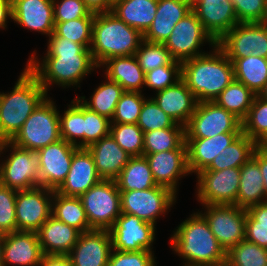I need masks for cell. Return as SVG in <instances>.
<instances>
[{"label": "cell", "instance_id": "obj_35", "mask_svg": "<svg viewBox=\"0 0 267 266\" xmlns=\"http://www.w3.org/2000/svg\"><path fill=\"white\" fill-rule=\"evenodd\" d=\"M173 149H187L183 125L175 123L170 128L144 132L143 154H154Z\"/></svg>", "mask_w": 267, "mask_h": 266}, {"label": "cell", "instance_id": "obj_57", "mask_svg": "<svg viewBox=\"0 0 267 266\" xmlns=\"http://www.w3.org/2000/svg\"><path fill=\"white\" fill-rule=\"evenodd\" d=\"M93 13H103L112 10L114 3L112 0H82Z\"/></svg>", "mask_w": 267, "mask_h": 266}, {"label": "cell", "instance_id": "obj_40", "mask_svg": "<svg viewBox=\"0 0 267 266\" xmlns=\"http://www.w3.org/2000/svg\"><path fill=\"white\" fill-rule=\"evenodd\" d=\"M135 56L144 73L160 66L181 65V62L172 57L164 43H152L143 40Z\"/></svg>", "mask_w": 267, "mask_h": 266}, {"label": "cell", "instance_id": "obj_25", "mask_svg": "<svg viewBox=\"0 0 267 266\" xmlns=\"http://www.w3.org/2000/svg\"><path fill=\"white\" fill-rule=\"evenodd\" d=\"M152 99L176 123L184 127L188 124L198 104L195 95L182 79L157 92Z\"/></svg>", "mask_w": 267, "mask_h": 266}, {"label": "cell", "instance_id": "obj_54", "mask_svg": "<svg viewBox=\"0 0 267 266\" xmlns=\"http://www.w3.org/2000/svg\"><path fill=\"white\" fill-rule=\"evenodd\" d=\"M252 158L258 163L260 172L263 176V188L267 201V149L256 147L253 151Z\"/></svg>", "mask_w": 267, "mask_h": 266}, {"label": "cell", "instance_id": "obj_27", "mask_svg": "<svg viewBox=\"0 0 267 266\" xmlns=\"http://www.w3.org/2000/svg\"><path fill=\"white\" fill-rule=\"evenodd\" d=\"M87 149L92 154L97 172L103 180H115L132 157L110 134Z\"/></svg>", "mask_w": 267, "mask_h": 266}, {"label": "cell", "instance_id": "obj_51", "mask_svg": "<svg viewBox=\"0 0 267 266\" xmlns=\"http://www.w3.org/2000/svg\"><path fill=\"white\" fill-rule=\"evenodd\" d=\"M154 253L149 250L119 251L112 249L107 266H156Z\"/></svg>", "mask_w": 267, "mask_h": 266}, {"label": "cell", "instance_id": "obj_31", "mask_svg": "<svg viewBox=\"0 0 267 266\" xmlns=\"http://www.w3.org/2000/svg\"><path fill=\"white\" fill-rule=\"evenodd\" d=\"M239 191L236 205L243 209L266 201L263 176L258 163L251 157L240 167Z\"/></svg>", "mask_w": 267, "mask_h": 266}, {"label": "cell", "instance_id": "obj_45", "mask_svg": "<svg viewBox=\"0 0 267 266\" xmlns=\"http://www.w3.org/2000/svg\"><path fill=\"white\" fill-rule=\"evenodd\" d=\"M146 99L140 92L125 91L115 107L111 123L137 124Z\"/></svg>", "mask_w": 267, "mask_h": 266}, {"label": "cell", "instance_id": "obj_20", "mask_svg": "<svg viewBox=\"0 0 267 266\" xmlns=\"http://www.w3.org/2000/svg\"><path fill=\"white\" fill-rule=\"evenodd\" d=\"M192 10L215 42L239 23L231 0H199Z\"/></svg>", "mask_w": 267, "mask_h": 266}, {"label": "cell", "instance_id": "obj_66", "mask_svg": "<svg viewBox=\"0 0 267 266\" xmlns=\"http://www.w3.org/2000/svg\"><path fill=\"white\" fill-rule=\"evenodd\" d=\"M191 2V5H193L195 2L199 1V0H189ZM207 1H211V2H217L219 0H207Z\"/></svg>", "mask_w": 267, "mask_h": 266}, {"label": "cell", "instance_id": "obj_21", "mask_svg": "<svg viewBox=\"0 0 267 266\" xmlns=\"http://www.w3.org/2000/svg\"><path fill=\"white\" fill-rule=\"evenodd\" d=\"M101 179L92 154L87 148H78L72 157L70 170L65 181L56 190L65 196L80 197Z\"/></svg>", "mask_w": 267, "mask_h": 266}, {"label": "cell", "instance_id": "obj_13", "mask_svg": "<svg viewBox=\"0 0 267 266\" xmlns=\"http://www.w3.org/2000/svg\"><path fill=\"white\" fill-rule=\"evenodd\" d=\"M196 177L197 200L202 205H236L240 167L220 171L202 170Z\"/></svg>", "mask_w": 267, "mask_h": 266}, {"label": "cell", "instance_id": "obj_38", "mask_svg": "<svg viewBox=\"0 0 267 266\" xmlns=\"http://www.w3.org/2000/svg\"><path fill=\"white\" fill-rule=\"evenodd\" d=\"M256 94L237 80H233L214 100V102L233 113L241 121L253 104Z\"/></svg>", "mask_w": 267, "mask_h": 266}, {"label": "cell", "instance_id": "obj_39", "mask_svg": "<svg viewBox=\"0 0 267 266\" xmlns=\"http://www.w3.org/2000/svg\"><path fill=\"white\" fill-rule=\"evenodd\" d=\"M74 99L64 114L59 115L60 137L78 148H84L83 104L77 97Z\"/></svg>", "mask_w": 267, "mask_h": 266}, {"label": "cell", "instance_id": "obj_6", "mask_svg": "<svg viewBox=\"0 0 267 266\" xmlns=\"http://www.w3.org/2000/svg\"><path fill=\"white\" fill-rule=\"evenodd\" d=\"M46 97L24 122L11 140L15 145L38 151L61 139L59 115L55 102Z\"/></svg>", "mask_w": 267, "mask_h": 266}, {"label": "cell", "instance_id": "obj_37", "mask_svg": "<svg viewBox=\"0 0 267 266\" xmlns=\"http://www.w3.org/2000/svg\"><path fill=\"white\" fill-rule=\"evenodd\" d=\"M105 81L95 89L89 101L85 96H77V98L91 111L111 120L115 107L125 90L117 82L111 81L107 77Z\"/></svg>", "mask_w": 267, "mask_h": 266}, {"label": "cell", "instance_id": "obj_14", "mask_svg": "<svg viewBox=\"0 0 267 266\" xmlns=\"http://www.w3.org/2000/svg\"><path fill=\"white\" fill-rule=\"evenodd\" d=\"M204 42L209 43L211 47L216 45V42L204 30L195 12L191 10L174 26L164 45L172 57L182 63L185 60L205 54L199 50Z\"/></svg>", "mask_w": 267, "mask_h": 266}, {"label": "cell", "instance_id": "obj_56", "mask_svg": "<svg viewBox=\"0 0 267 266\" xmlns=\"http://www.w3.org/2000/svg\"><path fill=\"white\" fill-rule=\"evenodd\" d=\"M39 266H73L68 255L44 254Z\"/></svg>", "mask_w": 267, "mask_h": 266}, {"label": "cell", "instance_id": "obj_19", "mask_svg": "<svg viewBox=\"0 0 267 266\" xmlns=\"http://www.w3.org/2000/svg\"><path fill=\"white\" fill-rule=\"evenodd\" d=\"M143 156L149 163L156 184L167 187L177 194L179 179L190 174L187 149H173L154 154H143Z\"/></svg>", "mask_w": 267, "mask_h": 266}, {"label": "cell", "instance_id": "obj_12", "mask_svg": "<svg viewBox=\"0 0 267 266\" xmlns=\"http://www.w3.org/2000/svg\"><path fill=\"white\" fill-rule=\"evenodd\" d=\"M226 132H242V121L212 102H198L185 126V138H211Z\"/></svg>", "mask_w": 267, "mask_h": 266}, {"label": "cell", "instance_id": "obj_15", "mask_svg": "<svg viewBox=\"0 0 267 266\" xmlns=\"http://www.w3.org/2000/svg\"><path fill=\"white\" fill-rule=\"evenodd\" d=\"M54 190L35 187L17 191L15 213L18 231L37 232L52 215Z\"/></svg>", "mask_w": 267, "mask_h": 266}, {"label": "cell", "instance_id": "obj_29", "mask_svg": "<svg viewBox=\"0 0 267 266\" xmlns=\"http://www.w3.org/2000/svg\"><path fill=\"white\" fill-rule=\"evenodd\" d=\"M106 68L105 76L117 82L125 91L140 92L145 85V73L139 66L135 55L113 57L102 65Z\"/></svg>", "mask_w": 267, "mask_h": 266}, {"label": "cell", "instance_id": "obj_28", "mask_svg": "<svg viewBox=\"0 0 267 266\" xmlns=\"http://www.w3.org/2000/svg\"><path fill=\"white\" fill-rule=\"evenodd\" d=\"M80 233L78 229L52 215L37 231L42 251L47 255H68L77 243Z\"/></svg>", "mask_w": 267, "mask_h": 266}, {"label": "cell", "instance_id": "obj_3", "mask_svg": "<svg viewBox=\"0 0 267 266\" xmlns=\"http://www.w3.org/2000/svg\"><path fill=\"white\" fill-rule=\"evenodd\" d=\"M170 244L183 262L186 261L183 266H215L227 258V252L199 212L179 224L171 235Z\"/></svg>", "mask_w": 267, "mask_h": 266}, {"label": "cell", "instance_id": "obj_49", "mask_svg": "<svg viewBox=\"0 0 267 266\" xmlns=\"http://www.w3.org/2000/svg\"><path fill=\"white\" fill-rule=\"evenodd\" d=\"M54 23H62L78 18H94L95 13L82 0H53Z\"/></svg>", "mask_w": 267, "mask_h": 266}, {"label": "cell", "instance_id": "obj_10", "mask_svg": "<svg viewBox=\"0 0 267 266\" xmlns=\"http://www.w3.org/2000/svg\"><path fill=\"white\" fill-rule=\"evenodd\" d=\"M216 46L229 59L249 55L267 58V26L262 22L238 23L216 42Z\"/></svg>", "mask_w": 267, "mask_h": 266}, {"label": "cell", "instance_id": "obj_4", "mask_svg": "<svg viewBox=\"0 0 267 266\" xmlns=\"http://www.w3.org/2000/svg\"><path fill=\"white\" fill-rule=\"evenodd\" d=\"M48 96L38 79L25 67L12 91L0 92V133L11 141L24 122Z\"/></svg>", "mask_w": 267, "mask_h": 266}, {"label": "cell", "instance_id": "obj_8", "mask_svg": "<svg viewBox=\"0 0 267 266\" xmlns=\"http://www.w3.org/2000/svg\"><path fill=\"white\" fill-rule=\"evenodd\" d=\"M91 229L109 230L121 212L115 180H100L80 197Z\"/></svg>", "mask_w": 267, "mask_h": 266}, {"label": "cell", "instance_id": "obj_55", "mask_svg": "<svg viewBox=\"0 0 267 266\" xmlns=\"http://www.w3.org/2000/svg\"><path fill=\"white\" fill-rule=\"evenodd\" d=\"M247 212L256 220V226L267 227V201L249 207Z\"/></svg>", "mask_w": 267, "mask_h": 266}, {"label": "cell", "instance_id": "obj_52", "mask_svg": "<svg viewBox=\"0 0 267 266\" xmlns=\"http://www.w3.org/2000/svg\"><path fill=\"white\" fill-rule=\"evenodd\" d=\"M239 23L262 22L266 0H231Z\"/></svg>", "mask_w": 267, "mask_h": 266}, {"label": "cell", "instance_id": "obj_11", "mask_svg": "<svg viewBox=\"0 0 267 266\" xmlns=\"http://www.w3.org/2000/svg\"><path fill=\"white\" fill-rule=\"evenodd\" d=\"M203 206L204 213H199L205 218L211 232L226 252L245 240L246 209L225 204Z\"/></svg>", "mask_w": 267, "mask_h": 266}, {"label": "cell", "instance_id": "obj_22", "mask_svg": "<svg viewBox=\"0 0 267 266\" xmlns=\"http://www.w3.org/2000/svg\"><path fill=\"white\" fill-rule=\"evenodd\" d=\"M12 19L30 31L45 34L54 32L53 0H11Z\"/></svg>", "mask_w": 267, "mask_h": 266}, {"label": "cell", "instance_id": "obj_60", "mask_svg": "<svg viewBox=\"0 0 267 266\" xmlns=\"http://www.w3.org/2000/svg\"><path fill=\"white\" fill-rule=\"evenodd\" d=\"M4 239H5V234L0 233V266H4V260H3Z\"/></svg>", "mask_w": 267, "mask_h": 266}, {"label": "cell", "instance_id": "obj_16", "mask_svg": "<svg viewBox=\"0 0 267 266\" xmlns=\"http://www.w3.org/2000/svg\"><path fill=\"white\" fill-rule=\"evenodd\" d=\"M155 225L137 216L121 213L109 229L112 249L119 251H152Z\"/></svg>", "mask_w": 267, "mask_h": 266}, {"label": "cell", "instance_id": "obj_43", "mask_svg": "<svg viewBox=\"0 0 267 266\" xmlns=\"http://www.w3.org/2000/svg\"><path fill=\"white\" fill-rule=\"evenodd\" d=\"M227 259L235 266H267V249L245 239L227 252Z\"/></svg>", "mask_w": 267, "mask_h": 266}, {"label": "cell", "instance_id": "obj_58", "mask_svg": "<svg viewBox=\"0 0 267 266\" xmlns=\"http://www.w3.org/2000/svg\"><path fill=\"white\" fill-rule=\"evenodd\" d=\"M8 18L12 19V8H0V28H6Z\"/></svg>", "mask_w": 267, "mask_h": 266}, {"label": "cell", "instance_id": "obj_61", "mask_svg": "<svg viewBox=\"0 0 267 266\" xmlns=\"http://www.w3.org/2000/svg\"><path fill=\"white\" fill-rule=\"evenodd\" d=\"M0 8H12L11 0H0Z\"/></svg>", "mask_w": 267, "mask_h": 266}, {"label": "cell", "instance_id": "obj_34", "mask_svg": "<svg viewBox=\"0 0 267 266\" xmlns=\"http://www.w3.org/2000/svg\"><path fill=\"white\" fill-rule=\"evenodd\" d=\"M52 216L78 229L81 233L92 230L79 197L65 196L54 191Z\"/></svg>", "mask_w": 267, "mask_h": 266}, {"label": "cell", "instance_id": "obj_44", "mask_svg": "<svg viewBox=\"0 0 267 266\" xmlns=\"http://www.w3.org/2000/svg\"><path fill=\"white\" fill-rule=\"evenodd\" d=\"M94 18H78L55 23L54 32L59 36L90 49Z\"/></svg>", "mask_w": 267, "mask_h": 266}, {"label": "cell", "instance_id": "obj_50", "mask_svg": "<svg viewBox=\"0 0 267 266\" xmlns=\"http://www.w3.org/2000/svg\"><path fill=\"white\" fill-rule=\"evenodd\" d=\"M181 79V65H165L145 73V85L148 88L162 91Z\"/></svg>", "mask_w": 267, "mask_h": 266}, {"label": "cell", "instance_id": "obj_42", "mask_svg": "<svg viewBox=\"0 0 267 266\" xmlns=\"http://www.w3.org/2000/svg\"><path fill=\"white\" fill-rule=\"evenodd\" d=\"M267 132V101L255 96L247 116L242 120V133L255 143Z\"/></svg>", "mask_w": 267, "mask_h": 266}, {"label": "cell", "instance_id": "obj_53", "mask_svg": "<svg viewBox=\"0 0 267 266\" xmlns=\"http://www.w3.org/2000/svg\"><path fill=\"white\" fill-rule=\"evenodd\" d=\"M245 239L267 249V227L256 226V220L247 212Z\"/></svg>", "mask_w": 267, "mask_h": 266}, {"label": "cell", "instance_id": "obj_7", "mask_svg": "<svg viewBox=\"0 0 267 266\" xmlns=\"http://www.w3.org/2000/svg\"><path fill=\"white\" fill-rule=\"evenodd\" d=\"M8 148L11 153L6 157L7 160L0 162V184L16 191L40 186L39 154L6 141L0 148V157L5 149L7 152Z\"/></svg>", "mask_w": 267, "mask_h": 266}, {"label": "cell", "instance_id": "obj_32", "mask_svg": "<svg viewBox=\"0 0 267 266\" xmlns=\"http://www.w3.org/2000/svg\"><path fill=\"white\" fill-rule=\"evenodd\" d=\"M115 182L119 191L145 190L157 186L145 156L131 157Z\"/></svg>", "mask_w": 267, "mask_h": 266}, {"label": "cell", "instance_id": "obj_23", "mask_svg": "<svg viewBox=\"0 0 267 266\" xmlns=\"http://www.w3.org/2000/svg\"><path fill=\"white\" fill-rule=\"evenodd\" d=\"M43 255L37 232L15 231L5 234L4 266H39Z\"/></svg>", "mask_w": 267, "mask_h": 266}, {"label": "cell", "instance_id": "obj_26", "mask_svg": "<svg viewBox=\"0 0 267 266\" xmlns=\"http://www.w3.org/2000/svg\"><path fill=\"white\" fill-rule=\"evenodd\" d=\"M192 10L189 0H158L157 13L149 29L143 34L144 40L165 43L174 26Z\"/></svg>", "mask_w": 267, "mask_h": 266}, {"label": "cell", "instance_id": "obj_63", "mask_svg": "<svg viewBox=\"0 0 267 266\" xmlns=\"http://www.w3.org/2000/svg\"><path fill=\"white\" fill-rule=\"evenodd\" d=\"M215 266H235L230 260H228L227 258L220 261L218 264H216Z\"/></svg>", "mask_w": 267, "mask_h": 266}, {"label": "cell", "instance_id": "obj_1", "mask_svg": "<svg viewBox=\"0 0 267 266\" xmlns=\"http://www.w3.org/2000/svg\"><path fill=\"white\" fill-rule=\"evenodd\" d=\"M35 54L34 50L26 68L38 79L47 94L53 84L64 89L77 85L80 88L83 77L98 68L90 49L59 37L55 32L49 37L42 61H38Z\"/></svg>", "mask_w": 267, "mask_h": 266}, {"label": "cell", "instance_id": "obj_65", "mask_svg": "<svg viewBox=\"0 0 267 266\" xmlns=\"http://www.w3.org/2000/svg\"><path fill=\"white\" fill-rule=\"evenodd\" d=\"M6 140L3 138L2 134L0 133V148L5 144Z\"/></svg>", "mask_w": 267, "mask_h": 266}, {"label": "cell", "instance_id": "obj_33", "mask_svg": "<svg viewBox=\"0 0 267 266\" xmlns=\"http://www.w3.org/2000/svg\"><path fill=\"white\" fill-rule=\"evenodd\" d=\"M229 60L233 64L235 80L258 95L267 82V58L249 55Z\"/></svg>", "mask_w": 267, "mask_h": 266}, {"label": "cell", "instance_id": "obj_30", "mask_svg": "<svg viewBox=\"0 0 267 266\" xmlns=\"http://www.w3.org/2000/svg\"><path fill=\"white\" fill-rule=\"evenodd\" d=\"M158 0H119L111 12L125 24L144 34L157 13Z\"/></svg>", "mask_w": 267, "mask_h": 266}, {"label": "cell", "instance_id": "obj_64", "mask_svg": "<svg viewBox=\"0 0 267 266\" xmlns=\"http://www.w3.org/2000/svg\"><path fill=\"white\" fill-rule=\"evenodd\" d=\"M267 26V0H266V9H265V14H264V19L262 21Z\"/></svg>", "mask_w": 267, "mask_h": 266}, {"label": "cell", "instance_id": "obj_36", "mask_svg": "<svg viewBox=\"0 0 267 266\" xmlns=\"http://www.w3.org/2000/svg\"><path fill=\"white\" fill-rule=\"evenodd\" d=\"M255 148L256 143L246 134L241 133L214 158L206 170L220 171L227 168L241 167L252 157Z\"/></svg>", "mask_w": 267, "mask_h": 266}, {"label": "cell", "instance_id": "obj_5", "mask_svg": "<svg viewBox=\"0 0 267 266\" xmlns=\"http://www.w3.org/2000/svg\"><path fill=\"white\" fill-rule=\"evenodd\" d=\"M143 40L140 31L111 11L95 13L90 51L99 68L110 58L135 55Z\"/></svg>", "mask_w": 267, "mask_h": 266}, {"label": "cell", "instance_id": "obj_62", "mask_svg": "<svg viewBox=\"0 0 267 266\" xmlns=\"http://www.w3.org/2000/svg\"><path fill=\"white\" fill-rule=\"evenodd\" d=\"M258 96L267 101V82L264 88L259 92Z\"/></svg>", "mask_w": 267, "mask_h": 266}, {"label": "cell", "instance_id": "obj_41", "mask_svg": "<svg viewBox=\"0 0 267 266\" xmlns=\"http://www.w3.org/2000/svg\"><path fill=\"white\" fill-rule=\"evenodd\" d=\"M109 134L130 156H143L144 132L137 124L111 123Z\"/></svg>", "mask_w": 267, "mask_h": 266}, {"label": "cell", "instance_id": "obj_46", "mask_svg": "<svg viewBox=\"0 0 267 266\" xmlns=\"http://www.w3.org/2000/svg\"><path fill=\"white\" fill-rule=\"evenodd\" d=\"M176 122L150 97L144 101L137 125L143 132L170 128Z\"/></svg>", "mask_w": 267, "mask_h": 266}, {"label": "cell", "instance_id": "obj_2", "mask_svg": "<svg viewBox=\"0 0 267 266\" xmlns=\"http://www.w3.org/2000/svg\"><path fill=\"white\" fill-rule=\"evenodd\" d=\"M213 51L181 63V79L198 102H212L235 79L233 64L215 45Z\"/></svg>", "mask_w": 267, "mask_h": 266}, {"label": "cell", "instance_id": "obj_17", "mask_svg": "<svg viewBox=\"0 0 267 266\" xmlns=\"http://www.w3.org/2000/svg\"><path fill=\"white\" fill-rule=\"evenodd\" d=\"M77 146L62 138L37 151L40 156V186L56 191L65 181Z\"/></svg>", "mask_w": 267, "mask_h": 266}, {"label": "cell", "instance_id": "obj_9", "mask_svg": "<svg viewBox=\"0 0 267 266\" xmlns=\"http://www.w3.org/2000/svg\"><path fill=\"white\" fill-rule=\"evenodd\" d=\"M121 212L137 216L154 224L176 202V194L169 188L157 185L150 189L120 191Z\"/></svg>", "mask_w": 267, "mask_h": 266}, {"label": "cell", "instance_id": "obj_48", "mask_svg": "<svg viewBox=\"0 0 267 266\" xmlns=\"http://www.w3.org/2000/svg\"><path fill=\"white\" fill-rule=\"evenodd\" d=\"M16 194V190L0 184V233L18 231L15 213Z\"/></svg>", "mask_w": 267, "mask_h": 266}, {"label": "cell", "instance_id": "obj_18", "mask_svg": "<svg viewBox=\"0 0 267 266\" xmlns=\"http://www.w3.org/2000/svg\"><path fill=\"white\" fill-rule=\"evenodd\" d=\"M111 251L109 230L92 229L80 233L68 256L73 266H107Z\"/></svg>", "mask_w": 267, "mask_h": 266}, {"label": "cell", "instance_id": "obj_59", "mask_svg": "<svg viewBox=\"0 0 267 266\" xmlns=\"http://www.w3.org/2000/svg\"><path fill=\"white\" fill-rule=\"evenodd\" d=\"M256 147L267 149V132L256 142Z\"/></svg>", "mask_w": 267, "mask_h": 266}, {"label": "cell", "instance_id": "obj_47", "mask_svg": "<svg viewBox=\"0 0 267 266\" xmlns=\"http://www.w3.org/2000/svg\"><path fill=\"white\" fill-rule=\"evenodd\" d=\"M111 120L83 105L84 148L109 135Z\"/></svg>", "mask_w": 267, "mask_h": 266}, {"label": "cell", "instance_id": "obj_24", "mask_svg": "<svg viewBox=\"0 0 267 266\" xmlns=\"http://www.w3.org/2000/svg\"><path fill=\"white\" fill-rule=\"evenodd\" d=\"M242 132H226L211 138H185L190 174L206 170L214 158L228 147Z\"/></svg>", "mask_w": 267, "mask_h": 266}]
</instances>
